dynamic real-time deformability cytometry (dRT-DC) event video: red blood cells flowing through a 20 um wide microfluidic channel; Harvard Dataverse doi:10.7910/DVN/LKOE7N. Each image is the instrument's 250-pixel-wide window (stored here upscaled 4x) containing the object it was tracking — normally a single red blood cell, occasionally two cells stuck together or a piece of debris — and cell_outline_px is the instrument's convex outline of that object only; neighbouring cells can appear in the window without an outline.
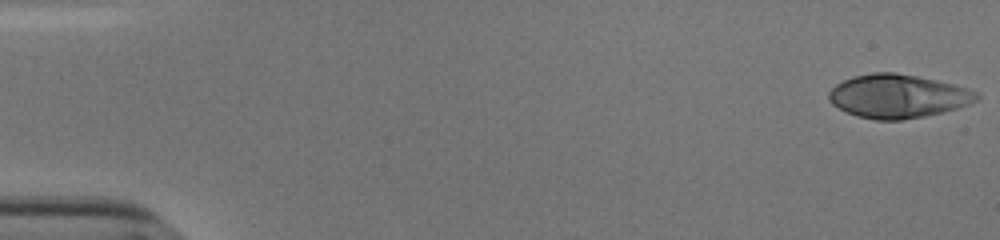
{"species": "human", "species_latin": "Homo sapiens", "temperature_condition": "cold", "stored_images_in_passage": 53, "camera_frame_rate_fps": 3000, "um_per_image_px": 0.085, "donor": {"sex": "male"}, "frame": {"image": 1, "passage_image": 1, "time_ms": 0.0, "image_size_px": [1000, 240], "cell_outline_px": [[980, 100], [944, 112], [924, 116], [900, 120], [876, 120], [856, 116], [832, 104], [828, 100], [828, 92], [836, 84], [844, 80], [856, 76], [872, 72], [892, 72], [916, 76], [956, 84], [968, 88], [976, 92], [980, 96]], "centroid_in_image_um": [76.34, 8.18], "position_along_channel_um": 8.7, "area_um2": 37.51}}
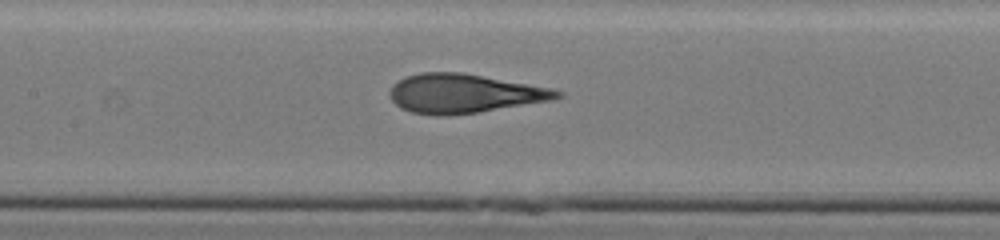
{"frame": {"image": 2, "passage_image": 26, "time_ms": 8.333, "image_size_px": [1000, 240], "cell_outline_px": [[564, 96], [552, 100], [476, 112], [440, 116], [436, 116], [412, 112], [400, 108], [392, 100], [388, 92], [392, 84], [404, 76], [420, 72], [464, 72], [552, 88], [564, 92]], "centroid_in_image_um": [39.42, 7.93], "position_along_channel_um": 168.0, "area_um2": 38.21}}
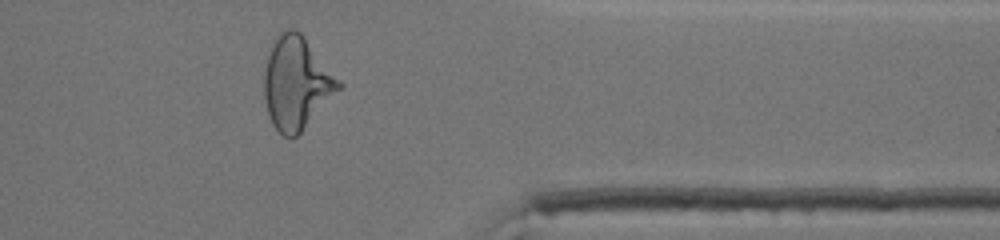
{"frame": {"image": 3, "passage_image": 44, "time_ms": 14.333, "image_size_px": [1000, 240], "cell_outline_px": [[344, 84], [300, 132], [292, 140], [284, 136], [272, 124], [268, 116], [264, 96], [264, 72], [272, 40], [284, 28], [296, 28], [304, 36]], "centroid_in_image_um": [25.18, 7.02], "position_along_channel_um": 386.2, "area_um2": 40.17}, "authors_computed_cell_mechanics": {"area_um2": 37.5122, "velocity_mm_per_s": 3.838, "shape_relaxation_time_tau1_ms": 5.9054, "shape_relaxation_time_tau2_ms": 1.0834, "deformation_change_tau1": 0.2302, "deformation_change_tau2": 0.0853}}